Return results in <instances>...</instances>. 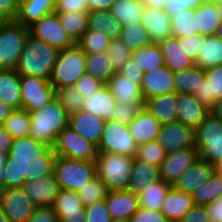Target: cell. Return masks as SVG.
Segmentation results:
<instances>
[{"label": "cell", "instance_id": "8fae6325", "mask_svg": "<svg viewBox=\"0 0 222 222\" xmlns=\"http://www.w3.org/2000/svg\"><path fill=\"white\" fill-rule=\"evenodd\" d=\"M22 108L28 112L42 109L56 98L50 81L36 76H20Z\"/></svg>", "mask_w": 222, "mask_h": 222}, {"label": "cell", "instance_id": "91938a15", "mask_svg": "<svg viewBox=\"0 0 222 222\" xmlns=\"http://www.w3.org/2000/svg\"><path fill=\"white\" fill-rule=\"evenodd\" d=\"M21 0H0V20H15Z\"/></svg>", "mask_w": 222, "mask_h": 222}, {"label": "cell", "instance_id": "484cf974", "mask_svg": "<svg viewBox=\"0 0 222 222\" xmlns=\"http://www.w3.org/2000/svg\"><path fill=\"white\" fill-rule=\"evenodd\" d=\"M160 127L159 121L145 107L128 125L130 133L138 145L156 141Z\"/></svg>", "mask_w": 222, "mask_h": 222}, {"label": "cell", "instance_id": "6f0895ef", "mask_svg": "<svg viewBox=\"0 0 222 222\" xmlns=\"http://www.w3.org/2000/svg\"><path fill=\"white\" fill-rule=\"evenodd\" d=\"M129 222H170L161 211L144 207L139 209L128 219Z\"/></svg>", "mask_w": 222, "mask_h": 222}, {"label": "cell", "instance_id": "ee69618b", "mask_svg": "<svg viewBox=\"0 0 222 222\" xmlns=\"http://www.w3.org/2000/svg\"><path fill=\"white\" fill-rule=\"evenodd\" d=\"M30 115L23 108L14 109L3 123L7 132L13 138H22L30 135Z\"/></svg>", "mask_w": 222, "mask_h": 222}, {"label": "cell", "instance_id": "680465c9", "mask_svg": "<svg viewBox=\"0 0 222 222\" xmlns=\"http://www.w3.org/2000/svg\"><path fill=\"white\" fill-rule=\"evenodd\" d=\"M55 12H89L87 0H56Z\"/></svg>", "mask_w": 222, "mask_h": 222}, {"label": "cell", "instance_id": "4fadbf2b", "mask_svg": "<svg viewBox=\"0 0 222 222\" xmlns=\"http://www.w3.org/2000/svg\"><path fill=\"white\" fill-rule=\"evenodd\" d=\"M0 208L10 222H26L36 206L22 187L5 188L0 192Z\"/></svg>", "mask_w": 222, "mask_h": 222}, {"label": "cell", "instance_id": "2a66077c", "mask_svg": "<svg viewBox=\"0 0 222 222\" xmlns=\"http://www.w3.org/2000/svg\"><path fill=\"white\" fill-rule=\"evenodd\" d=\"M215 35L222 38V19L217 27V31H216Z\"/></svg>", "mask_w": 222, "mask_h": 222}, {"label": "cell", "instance_id": "9f6ffc18", "mask_svg": "<svg viewBox=\"0 0 222 222\" xmlns=\"http://www.w3.org/2000/svg\"><path fill=\"white\" fill-rule=\"evenodd\" d=\"M104 84L98 79L85 73L74 85L77 92L84 98L90 97L91 94L97 92Z\"/></svg>", "mask_w": 222, "mask_h": 222}, {"label": "cell", "instance_id": "30bf717a", "mask_svg": "<svg viewBox=\"0 0 222 222\" xmlns=\"http://www.w3.org/2000/svg\"><path fill=\"white\" fill-rule=\"evenodd\" d=\"M97 148L98 152L135 157L138 144L131 135L128 126H124L113 120H106Z\"/></svg>", "mask_w": 222, "mask_h": 222}, {"label": "cell", "instance_id": "d590c367", "mask_svg": "<svg viewBox=\"0 0 222 222\" xmlns=\"http://www.w3.org/2000/svg\"><path fill=\"white\" fill-rule=\"evenodd\" d=\"M195 65L203 70L222 65V38L216 35L206 36Z\"/></svg>", "mask_w": 222, "mask_h": 222}, {"label": "cell", "instance_id": "52a82bcc", "mask_svg": "<svg viewBox=\"0 0 222 222\" xmlns=\"http://www.w3.org/2000/svg\"><path fill=\"white\" fill-rule=\"evenodd\" d=\"M29 36L16 20H0V69H15Z\"/></svg>", "mask_w": 222, "mask_h": 222}, {"label": "cell", "instance_id": "836d02e7", "mask_svg": "<svg viewBox=\"0 0 222 222\" xmlns=\"http://www.w3.org/2000/svg\"><path fill=\"white\" fill-rule=\"evenodd\" d=\"M194 14L197 18L199 34L204 36L215 35L221 21L216 0L204 1L194 10Z\"/></svg>", "mask_w": 222, "mask_h": 222}, {"label": "cell", "instance_id": "89a4df30", "mask_svg": "<svg viewBox=\"0 0 222 222\" xmlns=\"http://www.w3.org/2000/svg\"><path fill=\"white\" fill-rule=\"evenodd\" d=\"M13 110L14 108L0 100V124L5 122Z\"/></svg>", "mask_w": 222, "mask_h": 222}, {"label": "cell", "instance_id": "ac0fdd59", "mask_svg": "<svg viewBox=\"0 0 222 222\" xmlns=\"http://www.w3.org/2000/svg\"><path fill=\"white\" fill-rule=\"evenodd\" d=\"M51 207L59 222H86L85 207L77 192L60 189Z\"/></svg>", "mask_w": 222, "mask_h": 222}, {"label": "cell", "instance_id": "f6af8a7d", "mask_svg": "<svg viewBox=\"0 0 222 222\" xmlns=\"http://www.w3.org/2000/svg\"><path fill=\"white\" fill-rule=\"evenodd\" d=\"M193 204L204 206L217 197L222 196V177L213 172L209 180L205 182L192 195Z\"/></svg>", "mask_w": 222, "mask_h": 222}, {"label": "cell", "instance_id": "34e18365", "mask_svg": "<svg viewBox=\"0 0 222 222\" xmlns=\"http://www.w3.org/2000/svg\"><path fill=\"white\" fill-rule=\"evenodd\" d=\"M206 0H184L185 10L192 9L195 10L201 3Z\"/></svg>", "mask_w": 222, "mask_h": 222}, {"label": "cell", "instance_id": "1f68e13d", "mask_svg": "<svg viewBox=\"0 0 222 222\" xmlns=\"http://www.w3.org/2000/svg\"><path fill=\"white\" fill-rule=\"evenodd\" d=\"M56 0H21L16 21L29 27L45 15L55 12Z\"/></svg>", "mask_w": 222, "mask_h": 222}, {"label": "cell", "instance_id": "94428289", "mask_svg": "<svg viewBox=\"0 0 222 222\" xmlns=\"http://www.w3.org/2000/svg\"><path fill=\"white\" fill-rule=\"evenodd\" d=\"M118 73L127 79L137 80V85L141 86L144 72L138 67L132 58L125 62V64L119 69Z\"/></svg>", "mask_w": 222, "mask_h": 222}, {"label": "cell", "instance_id": "db71d44e", "mask_svg": "<svg viewBox=\"0 0 222 222\" xmlns=\"http://www.w3.org/2000/svg\"><path fill=\"white\" fill-rule=\"evenodd\" d=\"M206 36L195 35L178 38L180 46L184 53L194 62L197 60L200 49L202 48Z\"/></svg>", "mask_w": 222, "mask_h": 222}, {"label": "cell", "instance_id": "bcb514c9", "mask_svg": "<svg viewBox=\"0 0 222 222\" xmlns=\"http://www.w3.org/2000/svg\"><path fill=\"white\" fill-rule=\"evenodd\" d=\"M119 39L125 42L131 51L145 47L152 43L149 33L141 24L123 25Z\"/></svg>", "mask_w": 222, "mask_h": 222}, {"label": "cell", "instance_id": "7c38bea8", "mask_svg": "<svg viewBox=\"0 0 222 222\" xmlns=\"http://www.w3.org/2000/svg\"><path fill=\"white\" fill-rule=\"evenodd\" d=\"M28 28L30 36L48 43L59 51L75 44L62 28L57 17V12L45 15Z\"/></svg>", "mask_w": 222, "mask_h": 222}, {"label": "cell", "instance_id": "ab89813d", "mask_svg": "<svg viewBox=\"0 0 222 222\" xmlns=\"http://www.w3.org/2000/svg\"><path fill=\"white\" fill-rule=\"evenodd\" d=\"M171 187L172 185L163 180L151 184H144L142 192L138 195L139 206L153 211H160L165 196Z\"/></svg>", "mask_w": 222, "mask_h": 222}, {"label": "cell", "instance_id": "f1b7e54d", "mask_svg": "<svg viewBox=\"0 0 222 222\" xmlns=\"http://www.w3.org/2000/svg\"><path fill=\"white\" fill-rule=\"evenodd\" d=\"M164 60V65L172 72L181 71L195 65L182 50L178 37H168L158 43Z\"/></svg>", "mask_w": 222, "mask_h": 222}, {"label": "cell", "instance_id": "7bdbcfd3", "mask_svg": "<svg viewBox=\"0 0 222 222\" xmlns=\"http://www.w3.org/2000/svg\"><path fill=\"white\" fill-rule=\"evenodd\" d=\"M172 27V36L186 37L200 35L197 30V18L194 10L188 9L181 13H177L174 17L170 18Z\"/></svg>", "mask_w": 222, "mask_h": 222}, {"label": "cell", "instance_id": "9a60e30c", "mask_svg": "<svg viewBox=\"0 0 222 222\" xmlns=\"http://www.w3.org/2000/svg\"><path fill=\"white\" fill-rule=\"evenodd\" d=\"M156 141L166 153L195 146L194 130L179 121L161 124Z\"/></svg>", "mask_w": 222, "mask_h": 222}, {"label": "cell", "instance_id": "c3c4849f", "mask_svg": "<svg viewBox=\"0 0 222 222\" xmlns=\"http://www.w3.org/2000/svg\"><path fill=\"white\" fill-rule=\"evenodd\" d=\"M56 99L63 106L66 113L71 115L83 109L84 98L77 92L74 86L56 89Z\"/></svg>", "mask_w": 222, "mask_h": 222}, {"label": "cell", "instance_id": "83f0119b", "mask_svg": "<svg viewBox=\"0 0 222 222\" xmlns=\"http://www.w3.org/2000/svg\"><path fill=\"white\" fill-rule=\"evenodd\" d=\"M193 206V199L190 194L171 187L165 196L160 211L170 222H179Z\"/></svg>", "mask_w": 222, "mask_h": 222}, {"label": "cell", "instance_id": "277c9868", "mask_svg": "<svg viewBox=\"0 0 222 222\" xmlns=\"http://www.w3.org/2000/svg\"><path fill=\"white\" fill-rule=\"evenodd\" d=\"M135 157L116 153L98 152L96 174L108 191L127 190Z\"/></svg>", "mask_w": 222, "mask_h": 222}, {"label": "cell", "instance_id": "f546056e", "mask_svg": "<svg viewBox=\"0 0 222 222\" xmlns=\"http://www.w3.org/2000/svg\"><path fill=\"white\" fill-rule=\"evenodd\" d=\"M0 100L14 109L22 108L20 75L16 69H0Z\"/></svg>", "mask_w": 222, "mask_h": 222}, {"label": "cell", "instance_id": "44dd1931", "mask_svg": "<svg viewBox=\"0 0 222 222\" xmlns=\"http://www.w3.org/2000/svg\"><path fill=\"white\" fill-rule=\"evenodd\" d=\"M141 25L149 33L152 43H159L172 36L170 17L163 11L144 6Z\"/></svg>", "mask_w": 222, "mask_h": 222}, {"label": "cell", "instance_id": "a7ac6f4b", "mask_svg": "<svg viewBox=\"0 0 222 222\" xmlns=\"http://www.w3.org/2000/svg\"><path fill=\"white\" fill-rule=\"evenodd\" d=\"M116 0H87L89 11H109Z\"/></svg>", "mask_w": 222, "mask_h": 222}, {"label": "cell", "instance_id": "e7e4bbea", "mask_svg": "<svg viewBox=\"0 0 222 222\" xmlns=\"http://www.w3.org/2000/svg\"><path fill=\"white\" fill-rule=\"evenodd\" d=\"M211 222H222V196L204 205Z\"/></svg>", "mask_w": 222, "mask_h": 222}, {"label": "cell", "instance_id": "03108f58", "mask_svg": "<svg viewBox=\"0 0 222 222\" xmlns=\"http://www.w3.org/2000/svg\"><path fill=\"white\" fill-rule=\"evenodd\" d=\"M13 137L7 132L3 124H0V153L7 155L10 151Z\"/></svg>", "mask_w": 222, "mask_h": 222}, {"label": "cell", "instance_id": "09005b40", "mask_svg": "<svg viewBox=\"0 0 222 222\" xmlns=\"http://www.w3.org/2000/svg\"><path fill=\"white\" fill-rule=\"evenodd\" d=\"M216 3H217V5H218L220 17H221V19H222V0H216Z\"/></svg>", "mask_w": 222, "mask_h": 222}, {"label": "cell", "instance_id": "8c879c8a", "mask_svg": "<svg viewBox=\"0 0 222 222\" xmlns=\"http://www.w3.org/2000/svg\"><path fill=\"white\" fill-rule=\"evenodd\" d=\"M143 1H144V6L158 10H163L164 5L168 0H143Z\"/></svg>", "mask_w": 222, "mask_h": 222}, {"label": "cell", "instance_id": "11e5206c", "mask_svg": "<svg viewBox=\"0 0 222 222\" xmlns=\"http://www.w3.org/2000/svg\"><path fill=\"white\" fill-rule=\"evenodd\" d=\"M214 172L218 173L222 177V157H220L214 164H213Z\"/></svg>", "mask_w": 222, "mask_h": 222}, {"label": "cell", "instance_id": "b9f144b4", "mask_svg": "<svg viewBox=\"0 0 222 222\" xmlns=\"http://www.w3.org/2000/svg\"><path fill=\"white\" fill-rule=\"evenodd\" d=\"M107 51L86 54V73L106 84L113 75V69Z\"/></svg>", "mask_w": 222, "mask_h": 222}, {"label": "cell", "instance_id": "6da1fadb", "mask_svg": "<svg viewBox=\"0 0 222 222\" xmlns=\"http://www.w3.org/2000/svg\"><path fill=\"white\" fill-rule=\"evenodd\" d=\"M56 153L32 137L14 138L7 154L4 187H22L25 181L39 180L53 174Z\"/></svg>", "mask_w": 222, "mask_h": 222}, {"label": "cell", "instance_id": "7a4b0ae2", "mask_svg": "<svg viewBox=\"0 0 222 222\" xmlns=\"http://www.w3.org/2000/svg\"><path fill=\"white\" fill-rule=\"evenodd\" d=\"M58 53L55 47L29 35L15 69L20 76L49 80Z\"/></svg>", "mask_w": 222, "mask_h": 222}, {"label": "cell", "instance_id": "4dcf8cb0", "mask_svg": "<svg viewBox=\"0 0 222 222\" xmlns=\"http://www.w3.org/2000/svg\"><path fill=\"white\" fill-rule=\"evenodd\" d=\"M115 107L116 100L104 84L97 92L84 100L82 110L90 112L106 121L110 120Z\"/></svg>", "mask_w": 222, "mask_h": 222}, {"label": "cell", "instance_id": "2e32d148", "mask_svg": "<svg viewBox=\"0 0 222 222\" xmlns=\"http://www.w3.org/2000/svg\"><path fill=\"white\" fill-rule=\"evenodd\" d=\"M140 88L145 102L158 94L175 92L174 72L165 65L144 72Z\"/></svg>", "mask_w": 222, "mask_h": 222}, {"label": "cell", "instance_id": "2644e50d", "mask_svg": "<svg viewBox=\"0 0 222 222\" xmlns=\"http://www.w3.org/2000/svg\"><path fill=\"white\" fill-rule=\"evenodd\" d=\"M7 155L0 153V192H2L4 187V171H5V164H6Z\"/></svg>", "mask_w": 222, "mask_h": 222}, {"label": "cell", "instance_id": "11a10c76", "mask_svg": "<svg viewBox=\"0 0 222 222\" xmlns=\"http://www.w3.org/2000/svg\"><path fill=\"white\" fill-rule=\"evenodd\" d=\"M86 222H111V216L105 200H100L85 207Z\"/></svg>", "mask_w": 222, "mask_h": 222}, {"label": "cell", "instance_id": "f5cc1de1", "mask_svg": "<svg viewBox=\"0 0 222 222\" xmlns=\"http://www.w3.org/2000/svg\"><path fill=\"white\" fill-rule=\"evenodd\" d=\"M143 107H145V104H125L116 102V107L114 108L110 120L128 126Z\"/></svg>", "mask_w": 222, "mask_h": 222}, {"label": "cell", "instance_id": "b9fcfbb0", "mask_svg": "<svg viewBox=\"0 0 222 222\" xmlns=\"http://www.w3.org/2000/svg\"><path fill=\"white\" fill-rule=\"evenodd\" d=\"M0 222H10L1 208H0Z\"/></svg>", "mask_w": 222, "mask_h": 222}, {"label": "cell", "instance_id": "ffe728a7", "mask_svg": "<svg viewBox=\"0 0 222 222\" xmlns=\"http://www.w3.org/2000/svg\"><path fill=\"white\" fill-rule=\"evenodd\" d=\"M213 165L199 157L172 185L178 191L192 195L213 174Z\"/></svg>", "mask_w": 222, "mask_h": 222}, {"label": "cell", "instance_id": "7402d4cb", "mask_svg": "<svg viewBox=\"0 0 222 222\" xmlns=\"http://www.w3.org/2000/svg\"><path fill=\"white\" fill-rule=\"evenodd\" d=\"M113 94L116 102L125 104H145L137 80H130L114 72L105 84Z\"/></svg>", "mask_w": 222, "mask_h": 222}, {"label": "cell", "instance_id": "5bb4252c", "mask_svg": "<svg viewBox=\"0 0 222 222\" xmlns=\"http://www.w3.org/2000/svg\"><path fill=\"white\" fill-rule=\"evenodd\" d=\"M198 159L199 153L195 146L168 152L160 167L161 180L173 185Z\"/></svg>", "mask_w": 222, "mask_h": 222}, {"label": "cell", "instance_id": "e0dca14e", "mask_svg": "<svg viewBox=\"0 0 222 222\" xmlns=\"http://www.w3.org/2000/svg\"><path fill=\"white\" fill-rule=\"evenodd\" d=\"M22 189L36 207H51L60 191L54 173L39 180L25 181Z\"/></svg>", "mask_w": 222, "mask_h": 222}, {"label": "cell", "instance_id": "979ff035", "mask_svg": "<svg viewBox=\"0 0 222 222\" xmlns=\"http://www.w3.org/2000/svg\"><path fill=\"white\" fill-rule=\"evenodd\" d=\"M111 222H129L127 219H112Z\"/></svg>", "mask_w": 222, "mask_h": 222}, {"label": "cell", "instance_id": "be15d7a7", "mask_svg": "<svg viewBox=\"0 0 222 222\" xmlns=\"http://www.w3.org/2000/svg\"><path fill=\"white\" fill-rule=\"evenodd\" d=\"M179 222H211L204 206L194 205Z\"/></svg>", "mask_w": 222, "mask_h": 222}, {"label": "cell", "instance_id": "e575fe53", "mask_svg": "<svg viewBox=\"0 0 222 222\" xmlns=\"http://www.w3.org/2000/svg\"><path fill=\"white\" fill-rule=\"evenodd\" d=\"M143 10V0H116L109 11L123 26L129 24H141Z\"/></svg>", "mask_w": 222, "mask_h": 222}, {"label": "cell", "instance_id": "681fc988", "mask_svg": "<svg viewBox=\"0 0 222 222\" xmlns=\"http://www.w3.org/2000/svg\"><path fill=\"white\" fill-rule=\"evenodd\" d=\"M108 192L105 183L96 176L92 181L79 190L77 194L81 199L83 206L86 207L97 201L105 200Z\"/></svg>", "mask_w": 222, "mask_h": 222}, {"label": "cell", "instance_id": "6125c7cd", "mask_svg": "<svg viewBox=\"0 0 222 222\" xmlns=\"http://www.w3.org/2000/svg\"><path fill=\"white\" fill-rule=\"evenodd\" d=\"M26 222H59V220L52 207H36Z\"/></svg>", "mask_w": 222, "mask_h": 222}, {"label": "cell", "instance_id": "d6986e66", "mask_svg": "<svg viewBox=\"0 0 222 222\" xmlns=\"http://www.w3.org/2000/svg\"><path fill=\"white\" fill-rule=\"evenodd\" d=\"M104 124V119L84 110L69 115L68 126L97 147L102 137Z\"/></svg>", "mask_w": 222, "mask_h": 222}, {"label": "cell", "instance_id": "603a6c76", "mask_svg": "<svg viewBox=\"0 0 222 222\" xmlns=\"http://www.w3.org/2000/svg\"><path fill=\"white\" fill-rule=\"evenodd\" d=\"M178 121L195 130L210 113L193 94L178 93Z\"/></svg>", "mask_w": 222, "mask_h": 222}, {"label": "cell", "instance_id": "60d3db41", "mask_svg": "<svg viewBox=\"0 0 222 222\" xmlns=\"http://www.w3.org/2000/svg\"><path fill=\"white\" fill-rule=\"evenodd\" d=\"M131 58L143 72H149L164 66L161 49L157 43H151L150 45L132 51Z\"/></svg>", "mask_w": 222, "mask_h": 222}, {"label": "cell", "instance_id": "8d00e7d4", "mask_svg": "<svg viewBox=\"0 0 222 222\" xmlns=\"http://www.w3.org/2000/svg\"><path fill=\"white\" fill-rule=\"evenodd\" d=\"M206 80L204 70L197 65L174 72L175 92L194 94Z\"/></svg>", "mask_w": 222, "mask_h": 222}, {"label": "cell", "instance_id": "753ad0ef", "mask_svg": "<svg viewBox=\"0 0 222 222\" xmlns=\"http://www.w3.org/2000/svg\"><path fill=\"white\" fill-rule=\"evenodd\" d=\"M210 113L222 121V98L214 103L213 107L210 109Z\"/></svg>", "mask_w": 222, "mask_h": 222}, {"label": "cell", "instance_id": "5b68a950", "mask_svg": "<svg viewBox=\"0 0 222 222\" xmlns=\"http://www.w3.org/2000/svg\"><path fill=\"white\" fill-rule=\"evenodd\" d=\"M85 73L86 54L75 43L59 51L49 81L55 89L74 86Z\"/></svg>", "mask_w": 222, "mask_h": 222}, {"label": "cell", "instance_id": "d4e9b609", "mask_svg": "<svg viewBox=\"0 0 222 222\" xmlns=\"http://www.w3.org/2000/svg\"><path fill=\"white\" fill-rule=\"evenodd\" d=\"M178 93L158 94L145 102V108L160 124L178 121Z\"/></svg>", "mask_w": 222, "mask_h": 222}, {"label": "cell", "instance_id": "ba28073f", "mask_svg": "<svg viewBox=\"0 0 222 222\" xmlns=\"http://www.w3.org/2000/svg\"><path fill=\"white\" fill-rule=\"evenodd\" d=\"M199 157L214 164L222 157V121L209 113L194 130Z\"/></svg>", "mask_w": 222, "mask_h": 222}, {"label": "cell", "instance_id": "f907efd6", "mask_svg": "<svg viewBox=\"0 0 222 222\" xmlns=\"http://www.w3.org/2000/svg\"><path fill=\"white\" fill-rule=\"evenodd\" d=\"M166 154L167 153L165 150L159 146V143L157 141H153L138 145L135 159L144 161L148 164H152L160 168Z\"/></svg>", "mask_w": 222, "mask_h": 222}, {"label": "cell", "instance_id": "8992f818", "mask_svg": "<svg viewBox=\"0 0 222 222\" xmlns=\"http://www.w3.org/2000/svg\"><path fill=\"white\" fill-rule=\"evenodd\" d=\"M60 189L78 192L96 176V163L56 156L54 171Z\"/></svg>", "mask_w": 222, "mask_h": 222}, {"label": "cell", "instance_id": "003e7915", "mask_svg": "<svg viewBox=\"0 0 222 222\" xmlns=\"http://www.w3.org/2000/svg\"><path fill=\"white\" fill-rule=\"evenodd\" d=\"M163 11L171 18L185 11L184 0H168L164 5Z\"/></svg>", "mask_w": 222, "mask_h": 222}, {"label": "cell", "instance_id": "9c48e42d", "mask_svg": "<svg viewBox=\"0 0 222 222\" xmlns=\"http://www.w3.org/2000/svg\"><path fill=\"white\" fill-rule=\"evenodd\" d=\"M52 148L56 156L68 159L95 162L98 156L97 146L85 140L69 126L58 134Z\"/></svg>", "mask_w": 222, "mask_h": 222}, {"label": "cell", "instance_id": "74e56055", "mask_svg": "<svg viewBox=\"0 0 222 222\" xmlns=\"http://www.w3.org/2000/svg\"><path fill=\"white\" fill-rule=\"evenodd\" d=\"M88 29L101 31L110 40H114L119 39L122 25L111 15L110 11H89Z\"/></svg>", "mask_w": 222, "mask_h": 222}, {"label": "cell", "instance_id": "d6a6232c", "mask_svg": "<svg viewBox=\"0 0 222 222\" xmlns=\"http://www.w3.org/2000/svg\"><path fill=\"white\" fill-rule=\"evenodd\" d=\"M160 180L159 167L134 159L132 174L128 182L127 191L139 195L142 192L144 184H151Z\"/></svg>", "mask_w": 222, "mask_h": 222}, {"label": "cell", "instance_id": "f35d334b", "mask_svg": "<svg viewBox=\"0 0 222 222\" xmlns=\"http://www.w3.org/2000/svg\"><path fill=\"white\" fill-rule=\"evenodd\" d=\"M57 17L74 43H77L88 29V12H57Z\"/></svg>", "mask_w": 222, "mask_h": 222}, {"label": "cell", "instance_id": "4316f807", "mask_svg": "<svg viewBox=\"0 0 222 222\" xmlns=\"http://www.w3.org/2000/svg\"><path fill=\"white\" fill-rule=\"evenodd\" d=\"M205 82L193 95L209 110L222 98V65L204 70Z\"/></svg>", "mask_w": 222, "mask_h": 222}, {"label": "cell", "instance_id": "cb8c5ba5", "mask_svg": "<svg viewBox=\"0 0 222 222\" xmlns=\"http://www.w3.org/2000/svg\"><path fill=\"white\" fill-rule=\"evenodd\" d=\"M105 203L111 219H129L139 209V196L127 190L109 191Z\"/></svg>", "mask_w": 222, "mask_h": 222}, {"label": "cell", "instance_id": "3957f363", "mask_svg": "<svg viewBox=\"0 0 222 222\" xmlns=\"http://www.w3.org/2000/svg\"><path fill=\"white\" fill-rule=\"evenodd\" d=\"M30 137L53 147L58 134L68 126L69 115L55 98L42 109L29 112Z\"/></svg>", "mask_w": 222, "mask_h": 222}, {"label": "cell", "instance_id": "7dc6e473", "mask_svg": "<svg viewBox=\"0 0 222 222\" xmlns=\"http://www.w3.org/2000/svg\"><path fill=\"white\" fill-rule=\"evenodd\" d=\"M110 39L103 32L87 29L82 38L76 43L85 54H94L107 51Z\"/></svg>", "mask_w": 222, "mask_h": 222}, {"label": "cell", "instance_id": "816d5d0a", "mask_svg": "<svg viewBox=\"0 0 222 222\" xmlns=\"http://www.w3.org/2000/svg\"><path fill=\"white\" fill-rule=\"evenodd\" d=\"M107 52L110 57L109 60L111 62L113 72H118L132 55V51L127 47L125 42L120 39L111 40Z\"/></svg>", "mask_w": 222, "mask_h": 222}]
</instances>
